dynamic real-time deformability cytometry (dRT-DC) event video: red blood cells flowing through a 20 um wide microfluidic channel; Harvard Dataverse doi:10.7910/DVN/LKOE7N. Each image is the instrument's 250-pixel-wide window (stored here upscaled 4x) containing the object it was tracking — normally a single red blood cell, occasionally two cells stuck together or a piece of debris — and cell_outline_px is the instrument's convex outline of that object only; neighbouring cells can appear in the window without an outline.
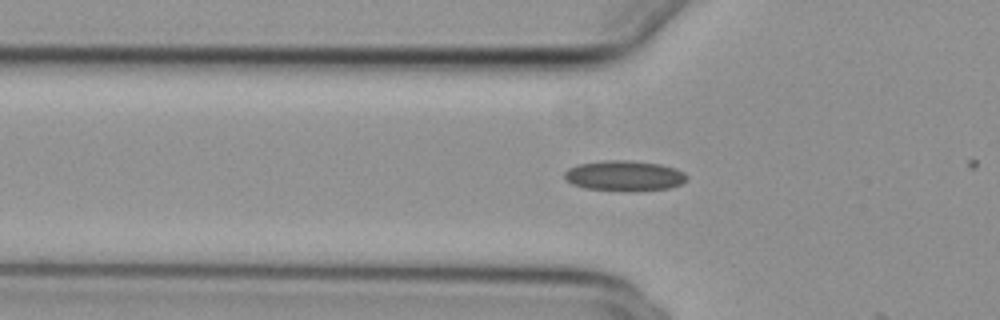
{"species": "common noctule bat (a hibernating species)", "species_latin": "Nyctalus noctula", "temperature_condition": "cold", "stored_images_in_passage": 4, "camera_frame_rate_fps": 3000, "um_per_image_px": 0.085, "animal": {"sex": "female", "body_mass_g": 29.2, "forearm_length_mm": 56.3}, "frame": {"image": 1, "passage_image": 3, "time_ms": 0.667, "image_size_px": [1000, 320], "cell_outline_px": [[688, 180], [680, 184], [668, 188], [628, 192], [584, 188], [572, 184], [564, 180], [564, 172], [568, 168], [580, 164], [604, 160], [628, 160], [660, 164], [676, 168], [684, 172], [688, 176]], "centroid_in_image_um": [53.07, 14.95], "position_along_channel_um": 72.7, "area_um2": 21.96}}